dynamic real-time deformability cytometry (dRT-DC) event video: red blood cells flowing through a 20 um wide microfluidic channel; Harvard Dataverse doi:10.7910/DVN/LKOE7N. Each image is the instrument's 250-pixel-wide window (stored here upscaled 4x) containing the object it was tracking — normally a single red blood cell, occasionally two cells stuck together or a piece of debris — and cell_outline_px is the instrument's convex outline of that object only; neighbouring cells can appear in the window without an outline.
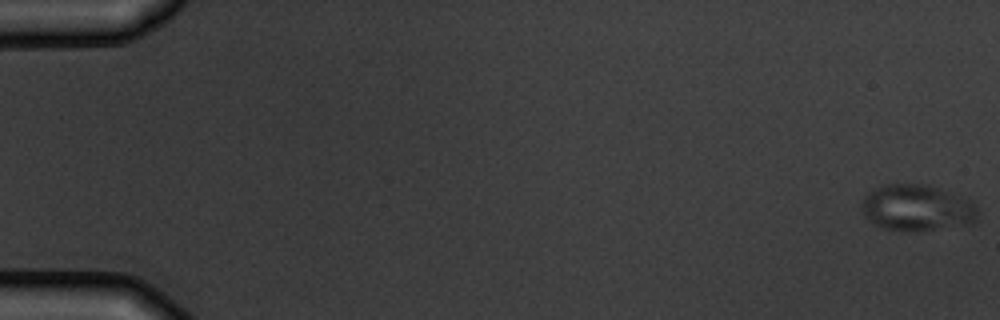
{"species": "common noctule bat (a hibernating species)", "species_latin": "Nyctalus noctula", "temperature_condition": "warm", "stored_images_in_passage": 5, "camera_frame_rate_fps": 3000, "um_per_image_px": 0.085, "animal": {"sex": "male", "body_mass_g": 19.5, "forearm_length_mm": 54.6}, "frame": {"image": 1, "passage_image": 1, "time_ms": 0.0, "image_size_px": [1000, 320], "cell_outline_px": [[976, 220], [972, 224], [912, 232], [904, 232], [884, 228], [876, 224], [864, 216], [864, 196], [868, 192], [884, 184], [928, 184], [960, 196], [976, 204]], "centroid_in_image_um": [77.96, 17.67], "position_along_channel_um": 7.0, "area_um2": 31.15}}